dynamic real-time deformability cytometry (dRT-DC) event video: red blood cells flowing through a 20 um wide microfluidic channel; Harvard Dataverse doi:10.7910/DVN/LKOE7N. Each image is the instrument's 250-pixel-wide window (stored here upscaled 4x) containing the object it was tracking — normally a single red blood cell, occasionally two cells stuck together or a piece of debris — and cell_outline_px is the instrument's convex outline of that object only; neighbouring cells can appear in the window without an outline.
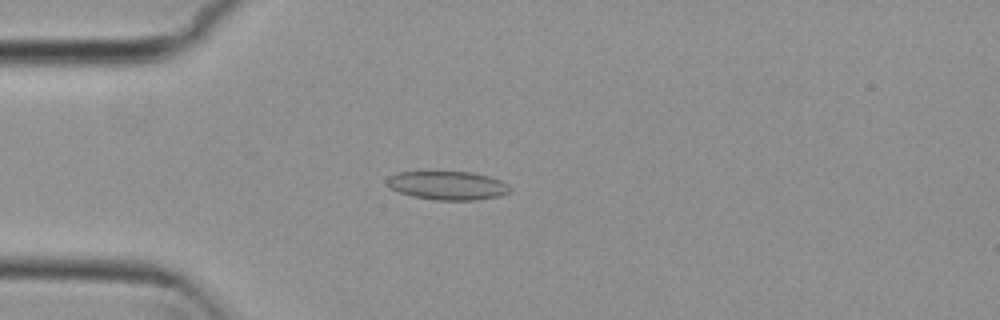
{"species": "common noctule bat (a hibernating species)", "species_latin": "Nyctalus noctula", "temperature_condition": "cold", "stored_images_in_passage": 55, "camera_frame_rate_fps": 3000, "um_per_image_px": 0.085, "animal": {"sex": "female", "body_mass_g": 29.2, "forearm_length_mm": 56.3}, "frame": {"image": 1, "passage_image": 15, "time_ms": 4.667, "image_size_px": [1000, 320], "cell_outline_px": [[512, 188], [508, 192], [500, 196], [476, 200], [436, 200], [412, 196], [388, 188], [384, 184], [384, 180], [388, 176], [396, 172], [472, 172], [488, 176], [500, 180], [508, 184]], "centroid_in_image_um": [37.99, 15.76], "position_along_channel_um": 47.0, "area_um2": 20.75}}
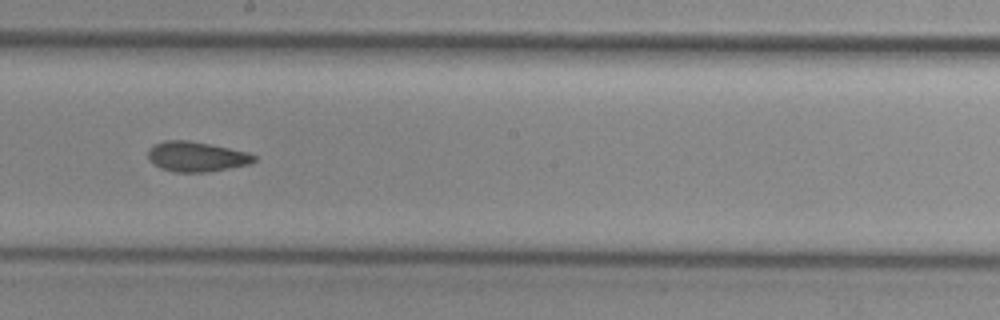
{"frame": {"image": 2, "passage_image": 31, "time_ms": 10.0, "image_size_px": [1000, 320], "cell_outline_px": [[256, 160], [248, 164], [208, 172], [176, 172], [160, 168], [152, 164], [148, 160], [148, 148], [164, 140], [188, 140], [248, 152], [256, 156]], "centroid_in_image_um": [16.65, 13.31], "position_along_channel_um": 231.5, "area_um2": 18.5}}
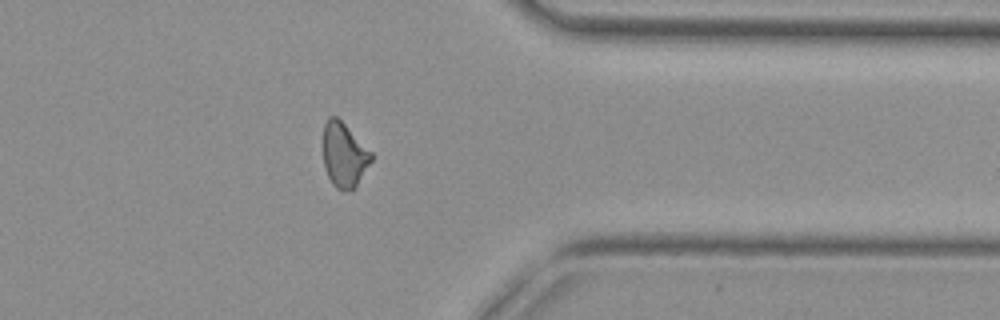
{"frame": {"image": 3, "passage_image": 44, "time_ms": 14.333, "image_size_px": [1000, 320], "cell_outline_px": [[372, 160], [352, 192], [336, 188], [332, 184], [328, 176], [324, 164], [324, 124], [328, 116], [336, 116], [372, 152]], "centroid_in_image_um": [29.25, 13.19], "position_along_channel_um": 382.1, "area_um2": 17.86}, "authors_computed_cell_mechanics": {"area_um2": 18.9006, "velocity_mm_per_s": 3.7479, "shape_relaxation_time_tau1_ms": null, "shape_relaxation_time_tau2_ms": 4.0311, "deformation_change_tau1": null, "deformation_change_tau2": 0.1062}}